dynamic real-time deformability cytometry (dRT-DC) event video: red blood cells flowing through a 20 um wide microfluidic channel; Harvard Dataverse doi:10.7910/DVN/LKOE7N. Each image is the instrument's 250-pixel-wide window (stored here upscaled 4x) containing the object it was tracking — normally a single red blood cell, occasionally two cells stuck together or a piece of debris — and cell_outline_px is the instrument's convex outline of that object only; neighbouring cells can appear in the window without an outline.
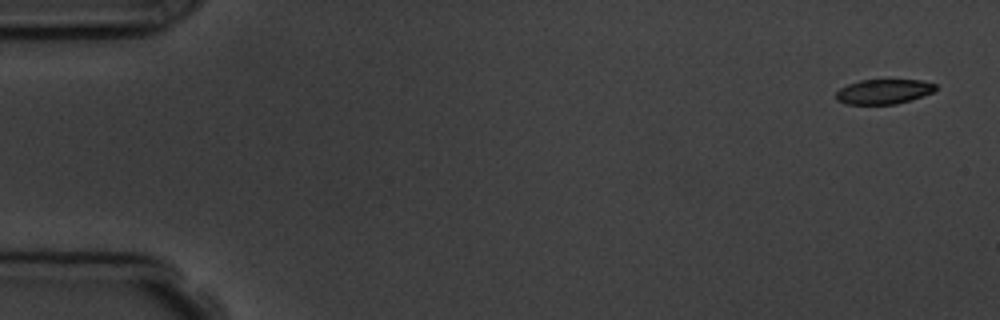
{"species": "common noctule bat (a hibernating species)", "species_latin": "Nyctalus noctula", "temperature_condition": "room temperature", "stored_images_in_passage": 5, "camera_frame_rate_fps": 3000, "um_per_image_px": 0.085, "animal": {"sex": "male", "body_mass_g": 19.5, "forearm_length_mm": 54.6}, "frame": {"image": 1, "passage_image": 1, "time_ms": 0.0, "image_size_px": [1000, 320], "cell_outline_px": [[936, 88], [932, 92], [896, 104], [844, 104], [836, 100], [836, 92], [840, 88], [848, 84], [860, 80], [920, 80], [936, 84]], "centroid_in_image_um": [75.05, 7.78], "position_along_channel_um": 9.9, "area_um2": 14.22}}
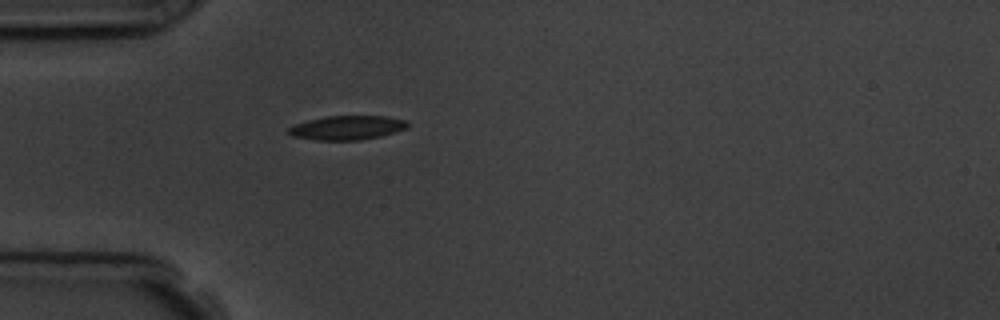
{"frame": {"image": 2, "passage_image": 5, "time_ms": 4.667, "image_size_px": [1000, 320], "cell_outline_px": [[408, 128], [396, 132], [380, 136], [360, 140], [316, 140], [292, 136], [288, 132], [288, 128], [296, 124], [308, 120], [328, 116], [388, 116], [408, 120]], "centroid_in_image_um": [29.55, 10.85], "position_along_channel_um": 55.4, "area_um2": 16.76}}